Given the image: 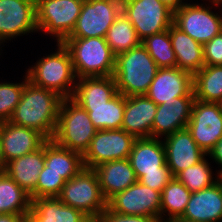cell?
Masks as SVG:
<instances>
[{
	"label": "cell",
	"instance_id": "obj_42",
	"mask_svg": "<svg viewBox=\"0 0 222 222\" xmlns=\"http://www.w3.org/2000/svg\"><path fill=\"white\" fill-rule=\"evenodd\" d=\"M162 3L166 4L173 11L179 9L185 2L182 0H160Z\"/></svg>",
	"mask_w": 222,
	"mask_h": 222
},
{
	"label": "cell",
	"instance_id": "obj_22",
	"mask_svg": "<svg viewBox=\"0 0 222 222\" xmlns=\"http://www.w3.org/2000/svg\"><path fill=\"white\" fill-rule=\"evenodd\" d=\"M44 165L45 143L38 150L7 162L5 173L29 194L32 200L35 199V188Z\"/></svg>",
	"mask_w": 222,
	"mask_h": 222
},
{
	"label": "cell",
	"instance_id": "obj_38",
	"mask_svg": "<svg viewBox=\"0 0 222 222\" xmlns=\"http://www.w3.org/2000/svg\"><path fill=\"white\" fill-rule=\"evenodd\" d=\"M98 220L100 222H164L159 217L119 214L111 210L108 206Z\"/></svg>",
	"mask_w": 222,
	"mask_h": 222
},
{
	"label": "cell",
	"instance_id": "obj_13",
	"mask_svg": "<svg viewBox=\"0 0 222 222\" xmlns=\"http://www.w3.org/2000/svg\"><path fill=\"white\" fill-rule=\"evenodd\" d=\"M107 206L116 213L123 215L160 218L161 192L137 181L124 191L111 197L107 201Z\"/></svg>",
	"mask_w": 222,
	"mask_h": 222
},
{
	"label": "cell",
	"instance_id": "obj_9",
	"mask_svg": "<svg viewBox=\"0 0 222 222\" xmlns=\"http://www.w3.org/2000/svg\"><path fill=\"white\" fill-rule=\"evenodd\" d=\"M136 139L123 129L97 130L82 155L84 167L94 169L107 161L127 159Z\"/></svg>",
	"mask_w": 222,
	"mask_h": 222
},
{
	"label": "cell",
	"instance_id": "obj_24",
	"mask_svg": "<svg viewBox=\"0 0 222 222\" xmlns=\"http://www.w3.org/2000/svg\"><path fill=\"white\" fill-rule=\"evenodd\" d=\"M83 212L64 204L58 197L31 200L28 222H90Z\"/></svg>",
	"mask_w": 222,
	"mask_h": 222
},
{
	"label": "cell",
	"instance_id": "obj_3",
	"mask_svg": "<svg viewBox=\"0 0 222 222\" xmlns=\"http://www.w3.org/2000/svg\"><path fill=\"white\" fill-rule=\"evenodd\" d=\"M58 51L37 63L27 71L32 84L51 90L63 99L72 98L76 87V75L70 53L63 43H57ZM74 81V82H73Z\"/></svg>",
	"mask_w": 222,
	"mask_h": 222
},
{
	"label": "cell",
	"instance_id": "obj_1",
	"mask_svg": "<svg viewBox=\"0 0 222 222\" xmlns=\"http://www.w3.org/2000/svg\"><path fill=\"white\" fill-rule=\"evenodd\" d=\"M62 99L57 93L27 81L9 122L34 129L52 140Z\"/></svg>",
	"mask_w": 222,
	"mask_h": 222
},
{
	"label": "cell",
	"instance_id": "obj_7",
	"mask_svg": "<svg viewBox=\"0 0 222 222\" xmlns=\"http://www.w3.org/2000/svg\"><path fill=\"white\" fill-rule=\"evenodd\" d=\"M84 0H36L38 30L62 43L75 28Z\"/></svg>",
	"mask_w": 222,
	"mask_h": 222
},
{
	"label": "cell",
	"instance_id": "obj_36",
	"mask_svg": "<svg viewBox=\"0 0 222 222\" xmlns=\"http://www.w3.org/2000/svg\"><path fill=\"white\" fill-rule=\"evenodd\" d=\"M66 180L55 171H46V165L40 171L35 188V199L41 197H57Z\"/></svg>",
	"mask_w": 222,
	"mask_h": 222
},
{
	"label": "cell",
	"instance_id": "obj_10",
	"mask_svg": "<svg viewBox=\"0 0 222 222\" xmlns=\"http://www.w3.org/2000/svg\"><path fill=\"white\" fill-rule=\"evenodd\" d=\"M122 11V0H84L76 25L68 38H104Z\"/></svg>",
	"mask_w": 222,
	"mask_h": 222
},
{
	"label": "cell",
	"instance_id": "obj_14",
	"mask_svg": "<svg viewBox=\"0 0 222 222\" xmlns=\"http://www.w3.org/2000/svg\"><path fill=\"white\" fill-rule=\"evenodd\" d=\"M35 31L36 0H0V46L5 40Z\"/></svg>",
	"mask_w": 222,
	"mask_h": 222
},
{
	"label": "cell",
	"instance_id": "obj_21",
	"mask_svg": "<svg viewBox=\"0 0 222 222\" xmlns=\"http://www.w3.org/2000/svg\"><path fill=\"white\" fill-rule=\"evenodd\" d=\"M194 99V96H180L169 103L157 105L152 138H160L187 128Z\"/></svg>",
	"mask_w": 222,
	"mask_h": 222
},
{
	"label": "cell",
	"instance_id": "obj_12",
	"mask_svg": "<svg viewBox=\"0 0 222 222\" xmlns=\"http://www.w3.org/2000/svg\"><path fill=\"white\" fill-rule=\"evenodd\" d=\"M213 13L203 4L185 3L174 11L173 24L204 45L222 31V14Z\"/></svg>",
	"mask_w": 222,
	"mask_h": 222
},
{
	"label": "cell",
	"instance_id": "obj_29",
	"mask_svg": "<svg viewBox=\"0 0 222 222\" xmlns=\"http://www.w3.org/2000/svg\"><path fill=\"white\" fill-rule=\"evenodd\" d=\"M193 92L197 100L218 103L222 99V65H204L196 72Z\"/></svg>",
	"mask_w": 222,
	"mask_h": 222
},
{
	"label": "cell",
	"instance_id": "obj_23",
	"mask_svg": "<svg viewBox=\"0 0 222 222\" xmlns=\"http://www.w3.org/2000/svg\"><path fill=\"white\" fill-rule=\"evenodd\" d=\"M101 192L108 201L116 193L124 191L138 181L127 159L107 161L94 168Z\"/></svg>",
	"mask_w": 222,
	"mask_h": 222
},
{
	"label": "cell",
	"instance_id": "obj_41",
	"mask_svg": "<svg viewBox=\"0 0 222 222\" xmlns=\"http://www.w3.org/2000/svg\"><path fill=\"white\" fill-rule=\"evenodd\" d=\"M29 215L0 214V222H28Z\"/></svg>",
	"mask_w": 222,
	"mask_h": 222
},
{
	"label": "cell",
	"instance_id": "obj_35",
	"mask_svg": "<svg viewBox=\"0 0 222 222\" xmlns=\"http://www.w3.org/2000/svg\"><path fill=\"white\" fill-rule=\"evenodd\" d=\"M27 81L26 75L22 83H0V123L9 121L22 98L23 89Z\"/></svg>",
	"mask_w": 222,
	"mask_h": 222
},
{
	"label": "cell",
	"instance_id": "obj_17",
	"mask_svg": "<svg viewBox=\"0 0 222 222\" xmlns=\"http://www.w3.org/2000/svg\"><path fill=\"white\" fill-rule=\"evenodd\" d=\"M0 138L5 163L38 150L47 139L38 131L13 123H0Z\"/></svg>",
	"mask_w": 222,
	"mask_h": 222
},
{
	"label": "cell",
	"instance_id": "obj_26",
	"mask_svg": "<svg viewBox=\"0 0 222 222\" xmlns=\"http://www.w3.org/2000/svg\"><path fill=\"white\" fill-rule=\"evenodd\" d=\"M72 99L78 104L107 103L118 94L113 76L78 78Z\"/></svg>",
	"mask_w": 222,
	"mask_h": 222
},
{
	"label": "cell",
	"instance_id": "obj_30",
	"mask_svg": "<svg viewBox=\"0 0 222 222\" xmlns=\"http://www.w3.org/2000/svg\"><path fill=\"white\" fill-rule=\"evenodd\" d=\"M30 208V195L6 173H0V214L29 215Z\"/></svg>",
	"mask_w": 222,
	"mask_h": 222
},
{
	"label": "cell",
	"instance_id": "obj_20",
	"mask_svg": "<svg viewBox=\"0 0 222 222\" xmlns=\"http://www.w3.org/2000/svg\"><path fill=\"white\" fill-rule=\"evenodd\" d=\"M139 180L146 173L171 172L166 164V152L159 138H137L128 157Z\"/></svg>",
	"mask_w": 222,
	"mask_h": 222
},
{
	"label": "cell",
	"instance_id": "obj_6",
	"mask_svg": "<svg viewBox=\"0 0 222 222\" xmlns=\"http://www.w3.org/2000/svg\"><path fill=\"white\" fill-rule=\"evenodd\" d=\"M57 197L64 204L83 212L91 220H98L107 207L96 172L85 167L66 181Z\"/></svg>",
	"mask_w": 222,
	"mask_h": 222
},
{
	"label": "cell",
	"instance_id": "obj_8",
	"mask_svg": "<svg viewBox=\"0 0 222 222\" xmlns=\"http://www.w3.org/2000/svg\"><path fill=\"white\" fill-rule=\"evenodd\" d=\"M122 12L141 41L168 30L174 19V11L160 0H122Z\"/></svg>",
	"mask_w": 222,
	"mask_h": 222
},
{
	"label": "cell",
	"instance_id": "obj_5",
	"mask_svg": "<svg viewBox=\"0 0 222 222\" xmlns=\"http://www.w3.org/2000/svg\"><path fill=\"white\" fill-rule=\"evenodd\" d=\"M97 130L84 108L72 98L62 99L52 138L57 145L83 155Z\"/></svg>",
	"mask_w": 222,
	"mask_h": 222
},
{
	"label": "cell",
	"instance_id": "obj_19",
	"mask_svg": "<svg viewBox=\"0 0 222 222\" xmlns=\"http://www.w3.org/2000/svg\"><path fill=\"white\" fill-rule=\"evenodd\" d=\"M157 104L146 95L125 97V109L121 129L136 138H152V125Z\"/></svg>",
	"mask_w": 222,
	"mask_h": 222
},
{
	"label": "cell",
	"instance_id": "obj_33",
	"mask_svg": "<svg viewBox=\"0 0 222 222\" xmlns=\"http://www.w3.org/2000/svg\"><path fill=\"white\" fill-rule=\"evenodd\" d=\"M141 44L159 68L176 67V55L172 48L169 29L146 37Z\"/></svg>",
	"mask_w": 222,
	"mask_h": 222
},
{
	"label": "cell",
	"instance_id": "obj_2",
	"mask_svg": "<svg viewBox=\"0 0 222 222\" xmlns=\"http://www.w3.org/2000/svg\"><path fill=\"white\" fill-rule=\"evenodd\" d=\"M158 69L142 44L116 56L113 77L118 93L125 97L145 95Z\"/></svg>",
	"mask_w": 222,
	"mask_h": 222
},
{
	"label": "cell",
	"instance_id": "obj_32",
	"mask_svg": "<svg viewBox=\"0 0 222 222\" xmlns=\"http://www.w3.org/2000/svg\"><path fill=\"white\" fill-rule=\"evenodd\" d=\"M191 194L180 181L173 177L161 192L160 218L162 221L180 218L185 212ZM167 212L166 216H169V218L164 219V213Z\"/></svg>",
	"mask_w": 222,
	"mask_h": 222
},
{
	"label": "cell",
	"instance_id": "obj_34",
	"mask_svg": "<svg viewBox=\"0 0 222 222\" xmlns=\"http://www.w3.org/2000/svg\"><path fill=\"white\" fill-rule=\"evenodd\" d=\"M175 178L180 181L191 193L197 192L216 183L219 179L213 180L212 170L204 158L200 162L179 172Z\"/></svg>",
	"mask_w": 222,
	"mask_h": 222
},
{
	"label": "cell",
	"instance_id": "obj_46",
	"mask_svg": "<svg viewBox=\"0 0 222 222\" xmlns=\"http://www.w3.org/2000/svg\"><path fill=\"white\" fill-rule=\"evenodd\" d=\"M218 104H219L221 112H222V99L218 102Z\"/></svg>",
	"mask_w": 222,
	"mask_h": 222
},
{
	"label": "cell",
	"instance_id": "obj_47",
	"mask_svg": "<svg viewBox=\"0 0 222 222\" xmlns=\"http://www.w3.org/2000/svg\"><path fill=\"white\" fill-rule=\"evenodd\" d=\"M90 222H100L99 220H91Z\"/></svg>",
	"mask_w": 222,
	"mask_h": 222
},
{
	"label": "cell",
	"instance_id": "obj_45",
	"mask_svg": "<svg viewBox=\"0 0 222 222\" xmlns=\"http://www.w3.org/2000/svg\"><path fill=\"white\" fill-rule=\"evenodd\" d=\"M211 2L213 3L212 5H221L222 4V0H211Z\"/></svg>",
	"mask_w": 222,
	"mask_h": 222
},
{
	"label": "cell",
	"instance_id": "obj_18",
	"mask_svg": "<svg viewBox=\"0 0 222 222\" xmlns=\"http://www.w3.org/2000/svg\"><path fill=\"white\" fill-rule=\"evenodd\" d=\"M180 219L194 222L222 220V179L211 186L193 192Z\"/></svg>",
	"mask_w": 222,
	"mask_h": 222
},
{
	"label": "cell",
	"instance_id": "obj_11",
	"mask_svg": "<svg viewBox=\"0 0 222 222\" xmlns=\"http://www.w3.org/2000/svg\"><path fill=\"white\" fill-rule=\"evenodd\" d=\"M187 129L196 144L209 156L222 138V112L219 104L194 99Z\"/></svg>",
	"mask_w": 222,
	"mask_h": 222
},
{
	"label": "cell",
	"instance_id": "obj_27",
	"mask_svg": "<svg viewBox=\"0 0 222 222\" xmlns=\"http://www.w3.org/2000/svg\"><path fill=\"white\" fill-rule=\"evenodd\" d=\"M45 165L46 171H55L66 181L84 168L82 154L61 147L53 140L45 142Z\"/></svg>",
	"mask_w": 222,
	"mask_h": 222
},
{
	"label": "cell",
	"instance_id": "obj_31",
	"mask_svg": "<svg viewBox=\"0 0 222 222\" xmlns=\"http://www.w3.org/2000/svg\"><path fill=\"white\" fill-rule=\"evenodd\" d=\"M104 38L115 57L141 44L134 26L122 11Z\"/></svg>",
	"mask_w": 222,
	"mask_h": 222
},
{
	"label": "cell",
	"instance_id": "obj_25",
	"mask_svg": "<svg viewBox=\"0 0 222 222\" xmlns=\"http://www.w3.org/2000/svg\"><path fill=\"white\" fill-rule=\"evenodd\" d=\"M172 48L176 55V67L194 75L204 65V47L174 24L169 27Z\"/></svg>",
	"mask_w": 222,
	"mask_h": 222
},
{
	"label": "cell",
	"instance_id": "obj_40",
	"mask_svg": "<svg viewBox=\"0 0 222 222\" xmlns=\"http://www.w3.org/2000/svg\"><path fill=\"white\" fill-rule=\"evenodd\" d=\"M209 155L210 158L212 157V159H214L215 162L221 165L222 167V138L218 141L215 148L209 153ZM217 174H218L217 176L221 178L222 170L220 169V171H218Z\"/></svg>",
	"mask_w": 222,
	"mask_h": 222
},
{
	"label": "cell",
	"instance_id": "obj_44",
	"mask_svg": "<svg viewBox=\"0 0 222 222\" xmlns=\"http://www.w3.org/2000/svg\"><path fill=\"white\" fill-rule=\"evenodd\" d=\"M165 222H194V221L177 218V219H172V220H166Z\"/></svg>",
	"mask_w": 222,
	"mask_h": 222
},
{
	"label": "cell",
	"instance_id": "obj_43",
	"mask_svg": "<svg viewBox=\"0 0 222 222\" xmlns=\"http://www.w3.org/2000/svg\"><path fill=\"white\" fill-rule=\"evenodd\" d=\"M6 163L4 160L3 152H2V144L0 138V173H5Z\"/></svg>",
	"mask_w": 222,
	"mask_h": 222
},
{
	"label": "cell",
	"instance_id": "obj_4",
	"mask_svg": "<svg viewBox=\"0 0 222 222\" xmlns=\"http://www.w3.org/2000/svg\"><path fill=\"white\" fill-rule=\"evenodd\" d=\"M68 49L77 78L113 76L115 56L105 38H67Z\"/></svg>",
	"mask_w": 222,
	"mask_h": 222
},
{
	"label": "cell",
	"instance_id": "obj_39",
	"mask_svg": "<svg viewBox=\"0 0 222 222\" xmlns=\"http://www.w3.org/2000/svg\"><path fill=\"white\" fill-rule=\"evenodd\" d=\"M173 179L171 172L146 173L138 181L153 190L162 192L164 187Z\"/></svg>",
	"mask_w": 222,
	"mask_h": 222
},
{
	"label": "cell",
	"instance_id": "obj_16",
	"mask_svg": "<svg viewBox=\"0 0 222 222\" xmlns=\"http://www.w3.org/2000/svg\"><path fill=\"white\" fill-rule=\"evenodd\" d=\"M166 164L175 177L179 172L197 164L207 154L196 144L187 128L164 137Z\"/></svg>",
	"mask_w": 222,
	"mask_h": 222
},
{
	"label": "cell",
	"instance_id": "obj_37",
	"mask_svg": "<svg viewBox=\"0 0 222 222\" xmlns=\"http://www.w3.org/2000/svg\"><path fill=\"white\" fill-rule=\"evenodd\" d=\"M203 47L205 65H222V31Z\"/></svg>",
	"mask_w": 222,
	"mask_h": 222
},
{
	"label": "cell",
	"instance_id": "obj_15",
	"mask_svg": "<svg viewBox=\"0 0 222 222\" xmlns=\"http://www.w3.org/2000/svg\"><path fill=\"white\" fill-rule=\"evenodd\" d=\"M145 95L157 105L180 96H194L193 75L177 67L159 68Z\"/></svg>",
	"mask_w": 222,
	"mask_h": 222
},
{
	"label": "cell",
	"instance_id": "obj_28",
	"mask_svg": "<svg viewBox=\"0 0 222 222\" xmlns=\"http://www.w3.org/2000/svg\"><path fill=\"white\" fill-rule=\"evenodd\" d=\"M79 105L88 112L98 130L121 129L125 109L123 94L118 93L107 103Z\"/></svg>",
	"mask_w": 222,
	"mask_h": 222
}]
</instances>
